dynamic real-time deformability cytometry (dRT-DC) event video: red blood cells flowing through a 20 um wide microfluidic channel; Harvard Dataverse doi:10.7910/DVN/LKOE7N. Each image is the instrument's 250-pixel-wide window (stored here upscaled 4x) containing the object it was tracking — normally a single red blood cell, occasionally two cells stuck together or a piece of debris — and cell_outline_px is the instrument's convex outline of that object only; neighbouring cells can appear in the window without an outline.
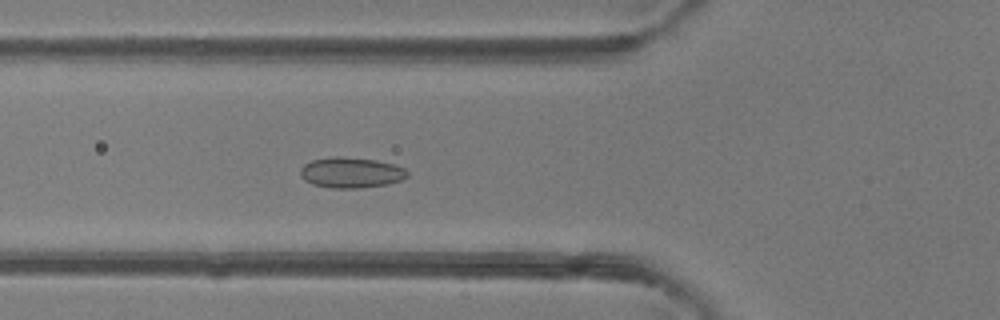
{"species": "common noctule bat (a hibernating species)", "species_latin": "Nyctalus noctula", "temperature_condition": "room temperature", "stored_images_in_passage": 40, "camera_frame_rate_fps": 3000, "um_per_image_px": 0.085, "animal": {"sex": "female"}, "frame": {"image": 1, "passage_image": 9, "time_ms": 2.667, "image_size_px": [1000, 320], "cell_outline_px": [[408, 176], [400, 180], [388, 184], [360, 188], [332, 188], [312, 184], [304, 180], [300, 176], [300, 168], [304, 164], [312, 160], [332, 156], [340, 156], [376, 160], [392, 164], [404, 168], [408, 172]], "centroid_in_image_um": [29.81, 14.67], "position_along_channel_um": 96.0, "area_um2": 19.13}}
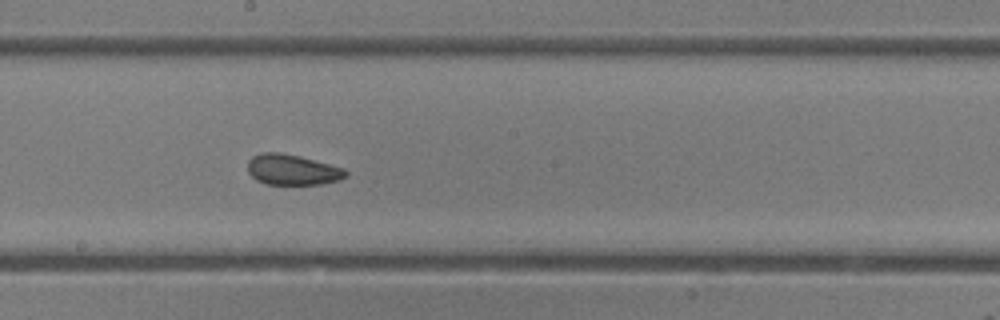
{"frame": {"image": 2, "passage_image": 18, "time_ms": 5.667, "image_size_px": [1000, 320], "cell_outline_px": [[348, 176], [340, 180], [320, 184], [264, 184], [256, 180], [248, 172], [248, 160], [252, 156], [260, 152], [276, 152], [300, 156], [344, 168], [348, 172]], "centroid_in_image_um": [24.85, 14.42], "position_along_channel_um": 223.4, "area_um2": 17.57}}
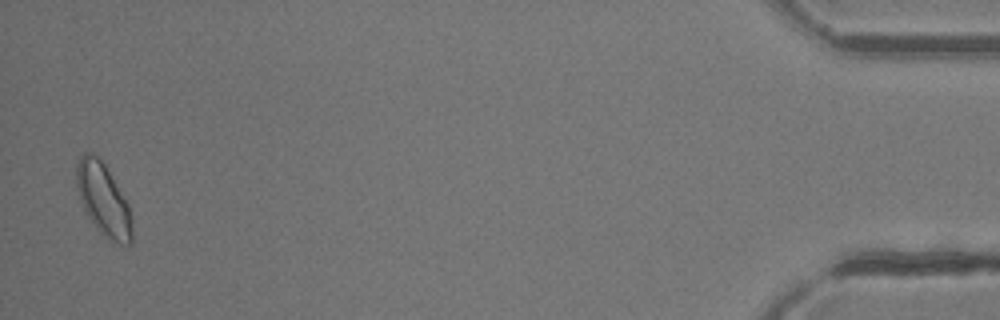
{"frame": {"image": 3, "passage_image": 39, "time_ms": 12.667, "image_size_px": [1000, 320], "cell_outline_px": [[132, 244], [120, 244], [108, 240], [96, 228], [84, 212], [80, 200], [76, 184], [76, 164], [80, 156], [84, 152], [92, 152], [104, 164], [128, 204], [132, 220]], "centroid_in_image_um": [8.76, 16.99], "position_along_channel_um": 426.4, "area_um2": 23.41}, "authors_computed_cell_mechanics": {"area_um2": 18.7272, "velocity_mm_per_s": 4.2367, "shape_relaxation_time_tau1_ms": null, "shape_relaxation_time_tau2_ms": 1.2222, "deformation_change_tau1": null, "deformation_change_tau2": 0.0626}}